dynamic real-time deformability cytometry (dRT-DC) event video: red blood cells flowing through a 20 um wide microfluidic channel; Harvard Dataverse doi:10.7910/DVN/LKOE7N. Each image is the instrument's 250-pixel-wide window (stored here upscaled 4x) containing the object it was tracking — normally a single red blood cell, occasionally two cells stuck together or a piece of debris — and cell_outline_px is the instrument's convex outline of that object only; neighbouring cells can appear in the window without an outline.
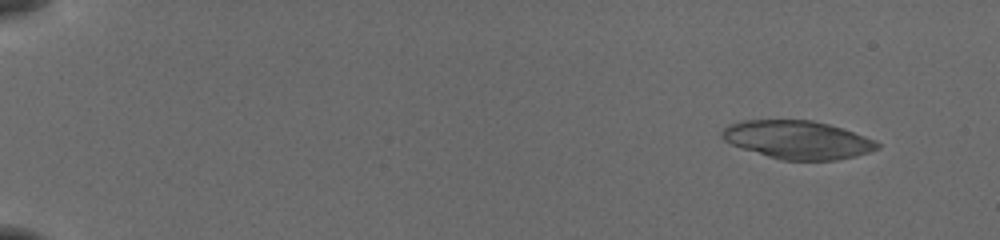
{"species": "common noctule bat (a hibernating species)", "species_latin": "Nyctalus noctula", "temperature_condition": "cold", "stored_images_in_passage": 20, "segment_of_instrument_passage": [1, 2], "camera_frame_rate_fps": 3000, "um_per_image_px": 0.085, "animal": {"sex": "female", "body_mass_g": 19.5, "forearm_length_mm": 54.1}, "frame": {"image": 1, "passage_image": 5, "time_ms": 1.333, "image_size_px": [1000, 240], "cell_outline_px": [[880, 148], [856, 156], [836, 160], [784, 160], [768, 156], [732, 144], [724, 140], [720, 136], [720, 132], [728, 124], [744, 120], [812, 120], [828, 124], [876, 140], [880, 144]], "centroid_in_image_um": [67.79, 11.88], "position_along_channel_um": 17.2, "area_um2": 34.33}}